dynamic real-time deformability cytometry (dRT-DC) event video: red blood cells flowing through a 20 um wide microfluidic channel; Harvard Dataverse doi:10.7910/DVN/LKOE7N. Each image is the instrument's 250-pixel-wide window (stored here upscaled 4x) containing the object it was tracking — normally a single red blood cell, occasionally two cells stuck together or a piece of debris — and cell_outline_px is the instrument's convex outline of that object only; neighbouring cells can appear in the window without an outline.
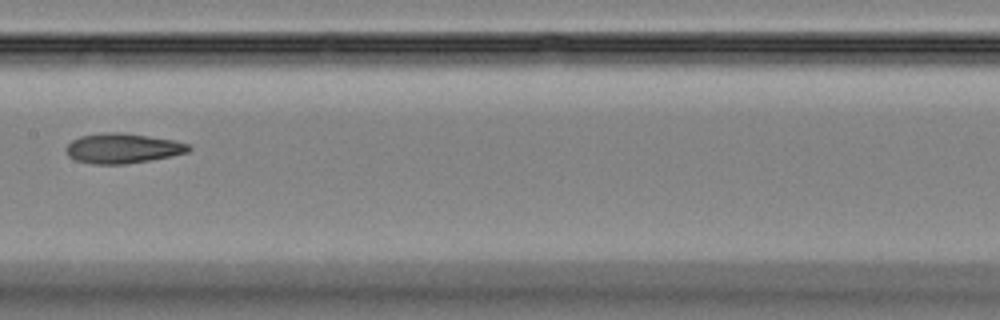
{"species": "Egyptian fruit bat (a non-hibernating species)", "species_latin": "Rousettus aegyptiacus", "temperature_condition": "room temperature", "stored_images_in_passage": 7, "camera_frame_rate_fps": 3000, "um_per_image_px": 0.085, "animal": {"sex": "female"}, "frame": {"image": 1, "passage_image": 7, "time_ms": 8.333, "image_size_px": [1000, 320], "cell_outline_px": [[192, 148], [188, 152], [172, 156], [124, 164], [88, 164], [76, 160], [68, 156], [64, 148], [72, 140], [80, 136], [104, 132], [124, 132], [176, 140], [188, 144]], "centroid_in_image_um": [10.41, 12.6], "position_along_channel_um": 197.0, "area_um2": 21.62}}